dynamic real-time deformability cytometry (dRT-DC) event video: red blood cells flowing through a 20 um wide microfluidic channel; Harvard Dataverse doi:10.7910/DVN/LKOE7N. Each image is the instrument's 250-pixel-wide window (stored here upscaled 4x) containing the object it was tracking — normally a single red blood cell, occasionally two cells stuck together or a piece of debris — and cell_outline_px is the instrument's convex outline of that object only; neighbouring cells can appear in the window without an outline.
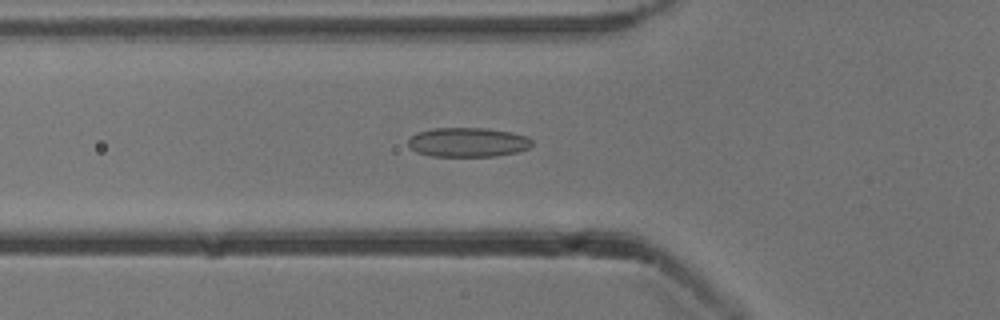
{"species": "common noctule bat (a hibernating species)", "species_latin": "Nyctalus noctula", "temperature_condition": "cold", "stored_images_in_passage": 37, "camera_frame_rate_fps": 3000, "um_per_image_px": 0.085, "animal": {"sex": "male", "body_mass_g": 13.3}, "frame": {"image": 1, "passage_image": 10, "time_ms": 3.0, "image_size_px": [1000, 320], "cell_outline_px": [[532, 144], [528, 148], [516, 152], [496, 156], [432, 156], [416, 152], [408, 144], [408, 140], [416, 132], [432, 128], [484, 128], [512, 132], [528, 136], [532, 140]], "centroid_in_image_um": [39.77, 12.08], "position_along_channel_um": 86.0, "area_um2": 21.21}}
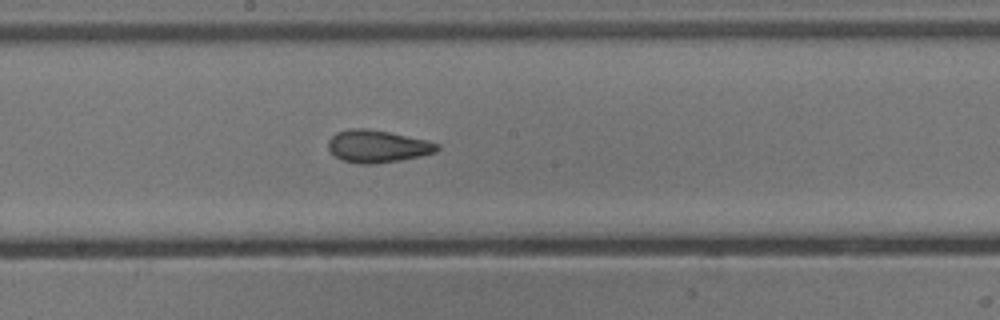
{"frame": {"image": 2, "passage_image": 20, "time_ms": 6.333, "image_size_px": [1000, 320], "cell_outline_px": [[440, 148], [436, 152], [420, 156], [400, 160], [372, 164], [364, 164], [344, 160], [336, 156], [328, 148], [328, 140], [336, 132], [352, 128], [368, 128], [388, 132], [424, 140], [440, 144]], "centroid_in_image_um": [32.08, 12.43], "position_along_channel_um": 216.1, "area_um2": 20.29}}
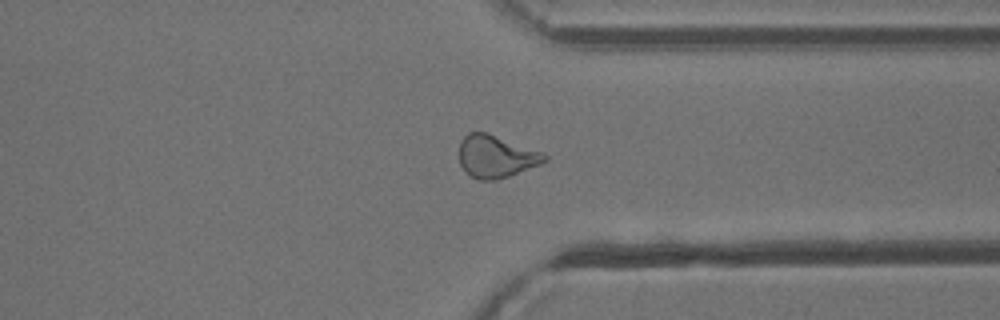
{"frame": {"image": 3, "passage_image": 32, "time_ms": 10.333, "image_size_px": [1000, 320], "cell_outline_px": [[548, 160], [540, 164], [508, 176], [496, 180], [480, 180], [468, 176], [460, 164], [460, 140], [468, 132], [488, 132], [544, 152], [548, 156]], "centroid_in_image_um": [42.16, 13.29], "position_along_channel_um": 369.2, "area_um2": 21.33}, "authors_computed_cell_mechanics": {"area_um2": 20.4612, "velocity_mm_per_s": 3.8716, "shape_relaxation_time_tau1_ms": 11.173, "shape_relaxation_time_tau2_ms": 1.9383, "deformation_change_tau1": 0.2053, "deformation_change_tau2": 0.0991}}